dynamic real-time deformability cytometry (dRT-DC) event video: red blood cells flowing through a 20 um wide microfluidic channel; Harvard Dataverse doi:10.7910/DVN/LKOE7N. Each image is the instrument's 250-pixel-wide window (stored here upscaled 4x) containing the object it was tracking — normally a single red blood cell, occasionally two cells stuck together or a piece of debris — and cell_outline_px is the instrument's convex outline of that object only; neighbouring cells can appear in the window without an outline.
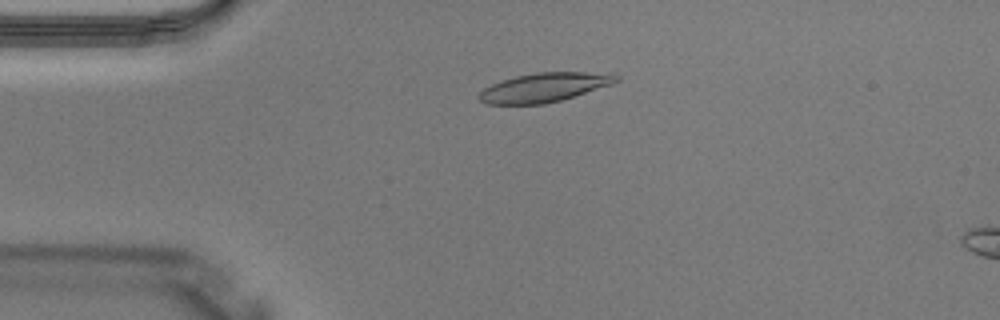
{"species": "Egyptian fruit bat (a non-hibernating species)", "species_latin": "Rousettus aegyptiacus", "temperature_condition": "warm", "stored_images_in_passage": 3, "camera_frame_rate_fps": 3000, "um_per_image_px": 0.085, "animal": {"sex": "male"}, "frame": {"image": 1, "passage_image": 2, "time_ms": 0.333, "image_size_px": [1000, 320], "cell_outline_px": [[620, 80], [612, 84], [560, 100], [544, 104], [488, 104], [480, 100], [476, 96], [484, 88], [492, 84], [516, 76], [536, 72], [612, 72], [620, 76]], "centroid_in_image_um": [46.31, 7.41], "position_along_channel_um": 38.7, "area_um2": 23.24}}